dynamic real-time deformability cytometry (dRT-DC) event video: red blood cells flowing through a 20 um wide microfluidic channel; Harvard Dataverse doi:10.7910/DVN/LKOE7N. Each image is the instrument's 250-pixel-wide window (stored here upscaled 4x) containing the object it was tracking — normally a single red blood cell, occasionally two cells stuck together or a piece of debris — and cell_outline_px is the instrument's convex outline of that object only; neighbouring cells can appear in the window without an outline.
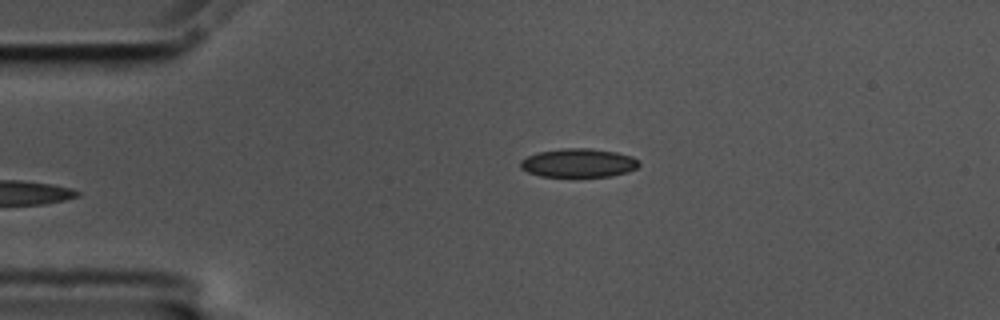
{"species": "common noctule bat (a hibernating species)", "species_latin": "Nyctalus noctula", "temperature_condition": "cold", "stored_images_in_passage": 4, "camera_frame_rate_fps": 3000, "um_per_image_px": 0.085, "animal": {"sex": "male", "body_mass_g": 17.5, "forearm_length_mm": 52.3}, "frame": {"image": 1, "passage_image": 4, "time_ms": 1.0, "image_size_px": [1000, 320], "cell_outline_px": [[640, 164], [636, 168], [628, 172], [612, 176], [540, 176], [528, 172], [520, 168], [520, 160], [528, 156], [540, 152], [564, 148], [588, 148], [616, 152], [632, 156], [640, 160]], "centroid_in_image_um": [49.2, 13.85], "position_along_channel_um": 35.8, "area_um2": 19.77}}